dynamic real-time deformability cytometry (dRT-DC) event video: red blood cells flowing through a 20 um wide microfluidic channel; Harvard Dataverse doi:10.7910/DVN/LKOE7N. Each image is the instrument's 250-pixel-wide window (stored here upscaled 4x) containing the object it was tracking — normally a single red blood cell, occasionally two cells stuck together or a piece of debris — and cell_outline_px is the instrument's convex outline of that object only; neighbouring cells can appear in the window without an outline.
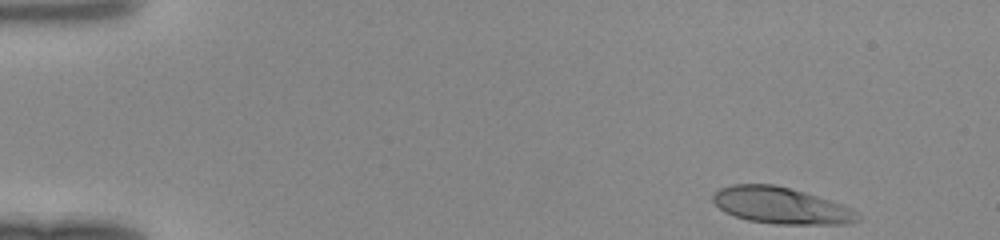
{"species": "human", "species_latin": "Homo sapiens", "temperature_condition": "room temperature", "stored_images_in_passage": 43, "camera_frame_rate_fps": 3000, "um_per_image_px": 0.085, "donor": {"sex": "female"}, "frame": {"image": 1, "passage_image": 1, "time_ms": 0.0, "image_size_px": [1000, 240], "cell_outline_px": [[860, 220], [852, 224], [776, 224], [748, 220], [724, 212], [712, 200], [712, 196], [720, 188], [732, 184], [776, 184], [804, 192], [852, 208], [860, 216]], "centroid_in_image_um": [66.4, 17.48], "position_along_channel_um": 18.6, "area_um2": 30.69}}
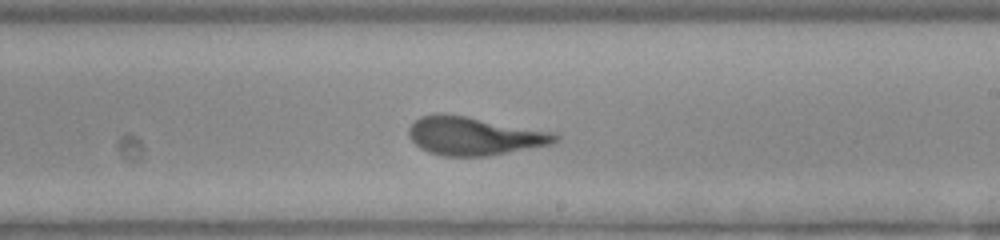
{"frame": {"image": 2, "passage_image": 25, "time_ms": 8.0, "image_size_px": [1000, 240], "cell_outline_px": [[560, 140], [552, 144], [488, 156], [440, 156], [428, 152], [420, 148], [408, 136], [408, 128], [420, 116], [436, 112], [440, 112], [560, 132]], "centroid_in_image_um": [40.35, 11.55], "position_along_channel_um": 248.6, "area_um2": 33.23}}
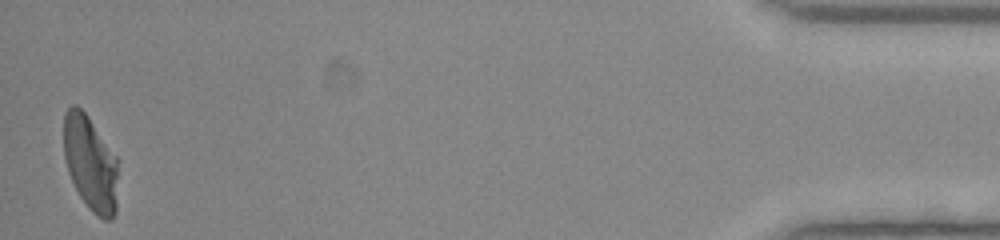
{"frame": {"image": 3, "passage_image": 43, "time_ms": 14.0, "image_size_px": [1000, 240], "cell_outline_px": [[120, 160], [116, 212], [112, 220], [104, 220], [96, 216], [88, 208], [80, 196], [68, 172], [64, 160], [64, 112], [72, 104], [76, 104], [88, 116]], "centroid_in_image_um": [7.73, 13.9], "position_along_channel_um": 427.5, "area_um2": 30.92}}